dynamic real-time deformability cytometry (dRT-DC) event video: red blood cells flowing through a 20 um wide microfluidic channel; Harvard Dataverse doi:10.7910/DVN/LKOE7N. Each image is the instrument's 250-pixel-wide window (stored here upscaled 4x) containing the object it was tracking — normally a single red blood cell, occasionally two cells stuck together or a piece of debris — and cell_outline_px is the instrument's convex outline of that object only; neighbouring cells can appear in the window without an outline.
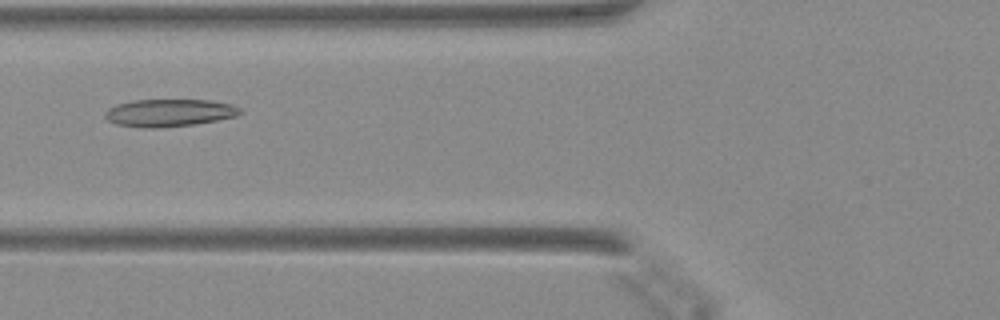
{"species": "Egyptian fruit bat (a non-hibernating species)", "species_latin": "Rousettus aegyptiacus", "temperature_condition": "warm", "stored_images_in_passage": 47, "camera_frame_rate_fps": 3000, "um_per_image_px": 0.085, "animal": {"sex": "female"}, "frame": {"image": 1, "passage_image": 18, "time_ms": 5.667, "image_size_px": [1000, 320], "cell_outline_px": [[244, 112], [236, 116], [216, 120], [192, 124], [156, 128], [148, 128], [116, 124], [108, 120], [104, 116], [104, 112], [108, 108], [116, 104], [132, 100], [212, 100], [232, 104], [240, 108]], "centroid_in_image_um": [14.38, 9.57], "position_along_channel_um": 111.4, "area_um2": 21.62}}
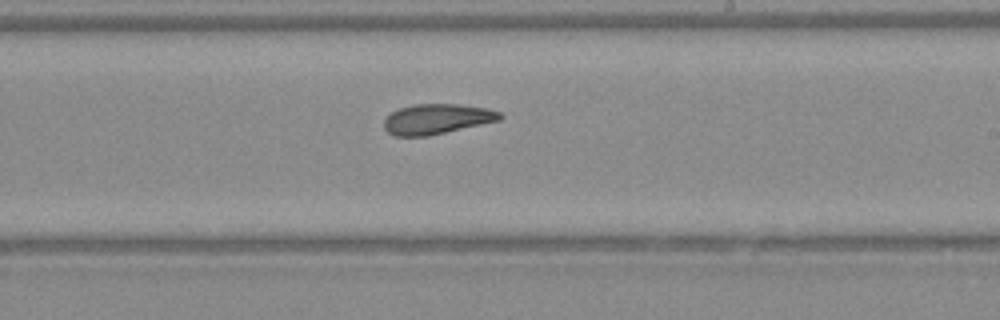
{"frame": {"image": 2, "passage_image": 28, "time_ms": 9.0, "image_size_px": [1000, 320], "cell_outline_px": [[504, 116], [500, 120], [428, 136], [396, 136], [388, 132], [384, 128], [384, 116], [400, 108], [416, 104], [456, 104], [488, 108], [500, 112]], "centroid_in_image_um": [37.12, 10.11], "position_along_channel_um": 251.9, "area_um2": 20.35}}
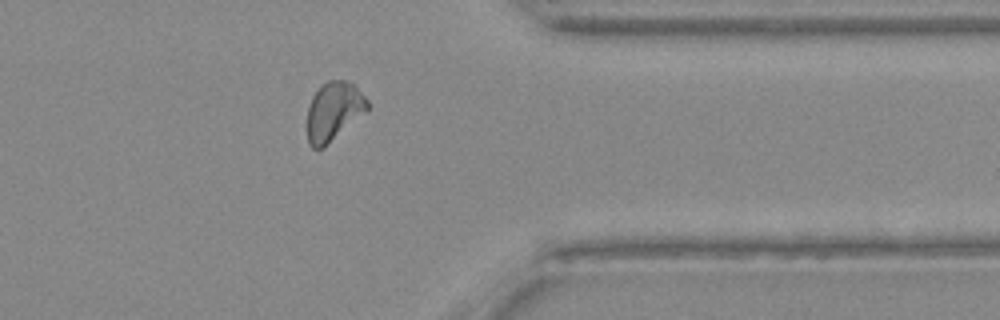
{"frame": {"image": 3, "passage_image": 38, "time_ms": 12.333, "image_size_px": [1000, 320], "cell_outline_px": [[368, 108], [324, 148], [312, 148], [308, 144], [308, 108], [312, 96], [328, 80], [344, 80], [352, 84], [368, 100]], "centroid_in_image_um": [28.33, 9.47], "position_along_channel_um": 383.1, "area_um2": 20.0}}